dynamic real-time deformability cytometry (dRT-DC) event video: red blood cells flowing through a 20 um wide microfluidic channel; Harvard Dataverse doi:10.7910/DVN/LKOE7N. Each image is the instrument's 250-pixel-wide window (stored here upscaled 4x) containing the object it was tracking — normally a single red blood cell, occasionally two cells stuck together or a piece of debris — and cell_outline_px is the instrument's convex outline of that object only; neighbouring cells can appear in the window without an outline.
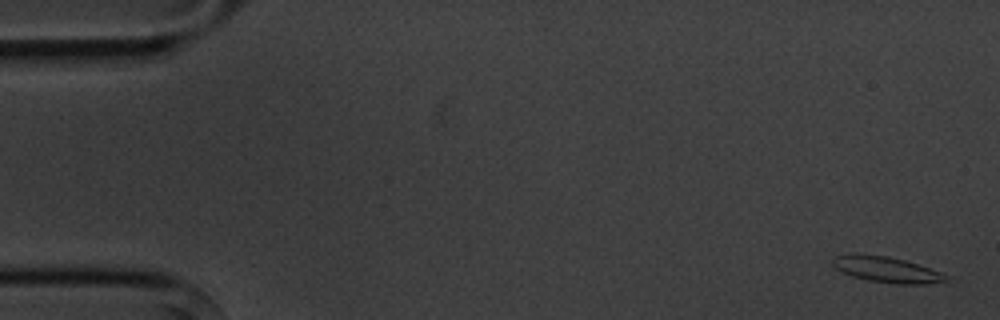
{"species": "common noctule bat (a hibernating species)", "species_latin": "Nyctalus noctula", "temperature_condition": "cold", "stored_images_in_passage": 4, "camera_frame_rate_fps": 3000, "um_per_image_px": 0.085, "animal": {"sex": "male", "body_mass_g": 20.1, "forearm_length_mm": 53.5}, "frame": {"image": 1, "passage_image": 1, "time_ms": 0.0, "image_size_px": [1000, 320], "cell_outline_px": [[952, 276], [948, 280], [928, 284], [892, 284], [868, 280], [852, 276], [836, 268], [832, 264], [832, 260], [836, 256], [856, 252], [888, 256], [904, 260]], "centroid_in_image_um": [75.36, 22.9], "position_along_channel_um": 9.6, "area_um2": 17.17}}
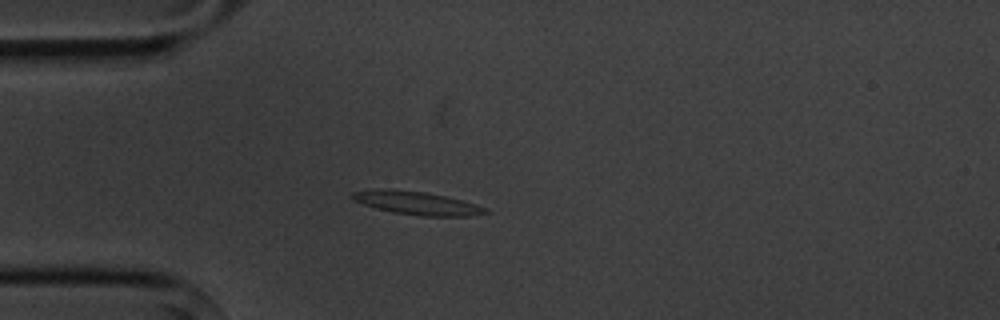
{"frame": {"image": 2, "passage_image": 4, "time_ms": 4.333, "image_size_px": [1000, 320], "cell_outline_px": [[492, 212], [468, 216], [420, 216], [392, 212], [376, 208], [364, 204], [356, 200], [352, 196], [352, 192], [376, 188], [388, 188], [424, 192], [444, 196], [460, 200], [488, 208]], "centroid_in_image_um": [35.44, 17.26], "position_along_channel_um": 49.6, "area_um2": 17.92}}